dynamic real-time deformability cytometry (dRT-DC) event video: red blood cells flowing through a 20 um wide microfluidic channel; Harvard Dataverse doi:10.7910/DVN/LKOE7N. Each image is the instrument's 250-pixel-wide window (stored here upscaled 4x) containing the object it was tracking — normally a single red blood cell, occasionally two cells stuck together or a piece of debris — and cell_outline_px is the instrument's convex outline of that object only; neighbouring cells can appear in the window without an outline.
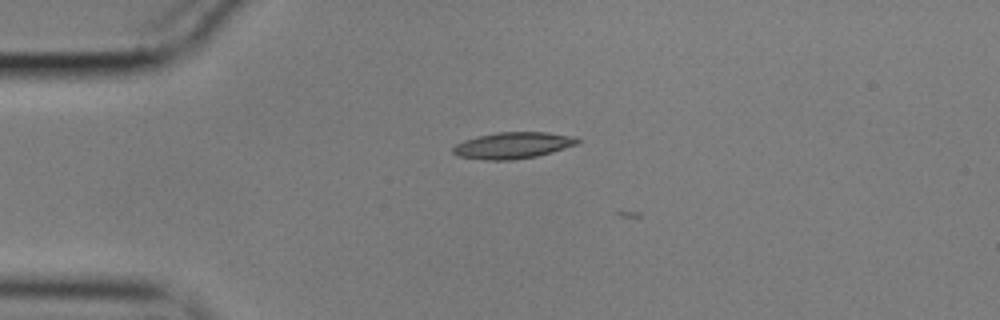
{"species": "common noctule bat (a hibernating species)", "species_latin": "Nyctalus noctula", "temperature_condition": "cold", "stored_images_in_passage": 5, "camera_frame_rate_fps": 3000, "um_per_image_px": 0.085, "animal": {"sex": "male", "body_mass_g": 17.9}, "frame": {"image": 1, "passage_image": 2, "time_ms": 0.333, "image_size_px": [1000, 320], "cell_outline_px": [[580, 140], [576, 144], [552, 152], [536, 156], [512, 160], [484, 160], [456, 156], [452, 152], [452, 148], [456, 144], [464, 140], [496, 132], [548, 132], [572, 136]], "centroid_in_image_um": [43.55, 12.36], "position_along_channel_um": 41.5, "area_um2": 19.07}}